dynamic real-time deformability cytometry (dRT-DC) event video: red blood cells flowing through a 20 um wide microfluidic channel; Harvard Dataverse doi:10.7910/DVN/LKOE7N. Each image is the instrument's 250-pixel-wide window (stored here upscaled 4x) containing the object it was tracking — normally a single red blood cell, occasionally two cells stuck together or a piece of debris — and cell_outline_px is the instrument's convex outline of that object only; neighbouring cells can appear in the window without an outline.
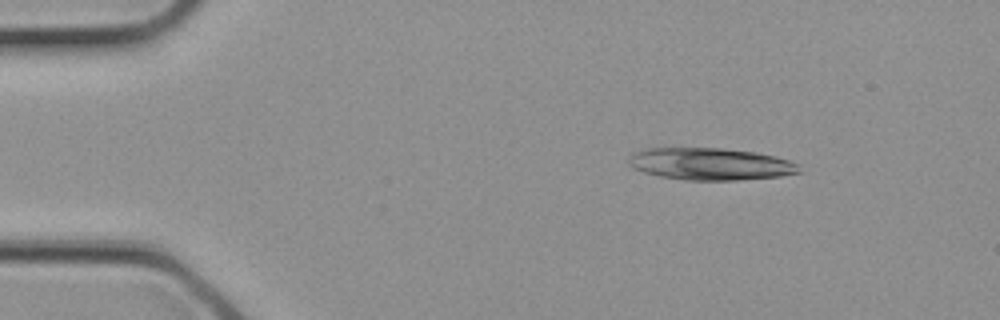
{"species": "common noctule bat (a hibernating species)", "species_latin": "Nyctalus noctula", "temperature_condition": "cold", "stored_images_in_passage": 2, "camera_frame_rate_fps": 3000, "um_per_image_px": 0.085, "animal": {"sex": "female", "body_mass_g": 21.9}, "frame": {"image": 1, "passage_image": 1, "time_ms": 0.0, "image_size_px": [1000, 320], "cell_outline_px": [[800, 172], [780, 176], [736, 180], [684, 180], [660, 176], [644, 172], [632, 168], [628, 164], [628, 156], [636, 152], [648, 148], [720, 148], [756, 152], [776, 156], [788, 160], [796, 164]], "centroid_in_image_um": [60.34, 13.94], "position_along_channel_um": 24.7, "area_um2": 31.79}}